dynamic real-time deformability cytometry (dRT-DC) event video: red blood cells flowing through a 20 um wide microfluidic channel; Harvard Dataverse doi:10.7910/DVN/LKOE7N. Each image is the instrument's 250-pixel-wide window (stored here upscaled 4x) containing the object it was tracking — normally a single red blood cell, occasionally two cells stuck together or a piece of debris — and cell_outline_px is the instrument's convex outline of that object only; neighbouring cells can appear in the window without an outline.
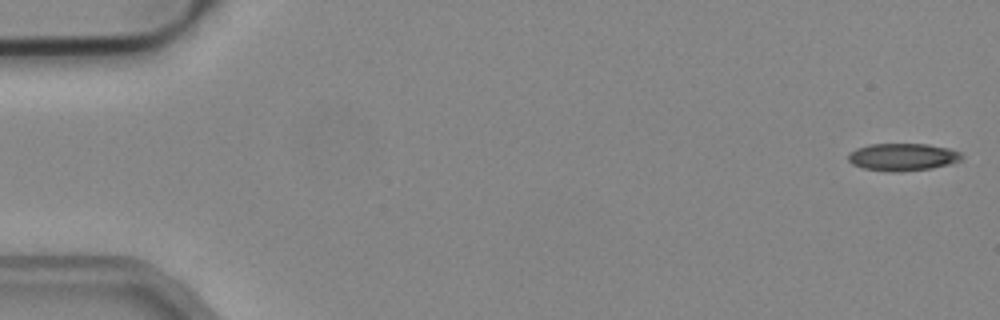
{"species": "common noctule bat (a hibernating species)", "species_latin": "Nyctalus noctula", "temperature_condition": "cold", "stored_images_in_passage": 14, "camera_frame_rate_fps": 3000, "um_per_image_px": 0.085, "animal": {"sex": "male", "body_mass_g": 19.2, "forearm_length_mm": 51.8}, "frame": {"image": 1, "passage_image": 1, "time_ms": 0.0, "image_size_px": [1000, 320], "cell_outline_px": [[964, 156], [960, 160], [952, 164], [932, 168], [900, 172], [888, 172], [864, 168], [852, 164], [848, 160], [848, 152], [856, 148], [868, 144], [928, 144], [948, 148], [960, 152]], "centroid_in_image_um": [76.72, 13.35], "position_along_channel_um": 8.3, "area_um2": 18.38}}
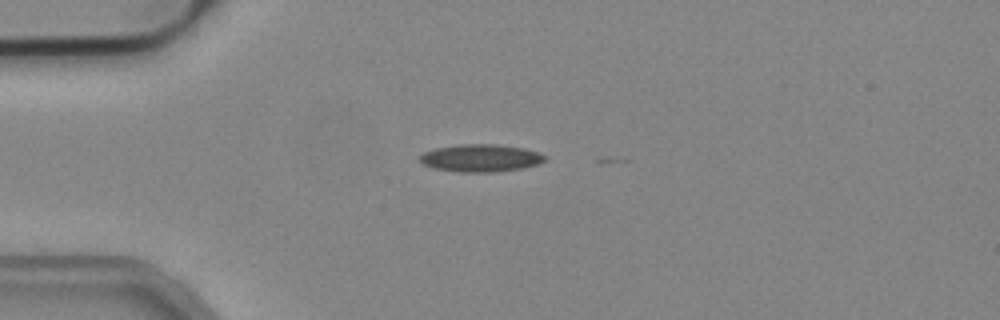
{"frame": {"image": 2, "passage_image": 13, "time_ms": 4.0, "image_size_px": [1000, 320], "cell_outline_px": [[548, 156], [544, 160], [536, 164], [524, 168], [496, 172], [464, 172], [432, 168], [424, 164], [420, 160], [420, 156], [424, 152], [436, 148], [460, 144], [496, 144], [524, 148]], "centroid_in_image_um": [40.86, 13.43], "position_along_channel_um": 44.1, "area_um2": 19.94}}